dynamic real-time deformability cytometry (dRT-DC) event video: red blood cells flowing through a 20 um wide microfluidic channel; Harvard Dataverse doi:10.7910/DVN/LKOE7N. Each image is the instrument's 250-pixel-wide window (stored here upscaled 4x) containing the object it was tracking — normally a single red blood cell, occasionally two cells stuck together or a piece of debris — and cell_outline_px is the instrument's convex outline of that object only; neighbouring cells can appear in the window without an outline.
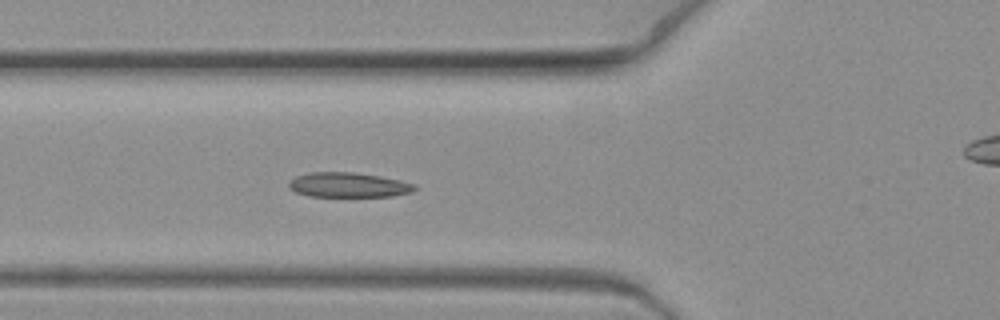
{"species": "common noctule bat (a hibernating species)", "species_latin": "Nyctalus noctula", "temperature_condition": "warm", "stored_images_in_passage": 8, "camera_frame_rate_fps": 3000, "um_per_image_px": 0.085, "animal": {"sex": "female", "body_mass_g": 19.3, "forearm_length_mm": 54.1}, "frame": {"image": 1, "passage_image": 8, "time_ms": 2.333, "image_size_px": [1000, 320], "cell_outline_px": [[420, 188], [412, 192], [392, 196], [308, 196], [296, 192], [288, 188], [288, 184], [296, 176], [312, 172], [352, 172], [380, 176], [400, 180], [416, 184]], "centroid_in_image_um": [29.66, 15.72], "position_along_channel_um": 96.1, "area_um2": 18.21}}